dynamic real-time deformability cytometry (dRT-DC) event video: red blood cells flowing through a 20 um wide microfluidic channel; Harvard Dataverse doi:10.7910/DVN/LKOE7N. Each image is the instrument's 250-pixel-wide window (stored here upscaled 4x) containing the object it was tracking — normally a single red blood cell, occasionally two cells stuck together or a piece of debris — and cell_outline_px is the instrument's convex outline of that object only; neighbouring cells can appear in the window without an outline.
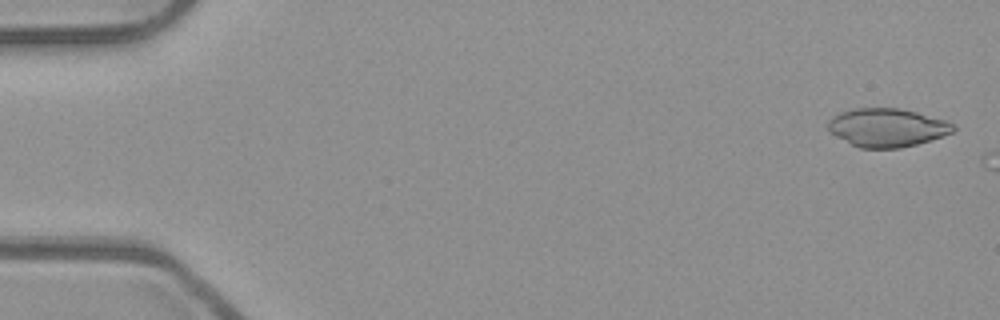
{"species": "common noctule bat (a hibernating species)", "species_latin": "Nyctalus noctula", "temperature_condition": "room temperature", "stored_images_in_passage": 4, "camera_frame_rate_fps": 3000, "um_per_image_px": 0.085, "animal": {"sex": "male", "body_mass_g": 23.1, "forearm_length_mm": 52.7}, "frame": {"image": 1, "passage_image": 2, "time_ms": 0.333, "image_size_px": [1000, 320], "cell_outline_px": [[956, 128], [952, 132], [944, 136], [916, 144], [900, 148], [860, 148], [836, 136], [828, 128], [828, 120], [832, 116], [840, 112], [852, 108], [900, 108], [948, 120], [956, 124]], "centroid_in_image_um": [75.43, 10.83], "position_along_channel_um": 9.6, "area_um2": 28.15}}